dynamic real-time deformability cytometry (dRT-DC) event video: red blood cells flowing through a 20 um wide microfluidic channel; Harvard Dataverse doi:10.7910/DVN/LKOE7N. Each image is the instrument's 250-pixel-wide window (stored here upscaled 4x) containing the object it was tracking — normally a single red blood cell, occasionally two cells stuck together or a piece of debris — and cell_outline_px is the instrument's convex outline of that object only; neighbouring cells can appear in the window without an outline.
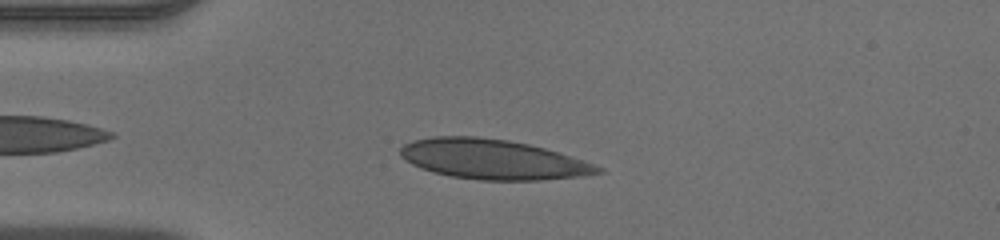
{"species": "human", "species_latin": "Homo sapiens", "temperature_condition": "warm", "stored_images_in_passage": 33, "camera_frame_rate_fps": 3000, "um_per_image_px": 0.085, "donor": {"sex": "male"}, "frame": {"image": 1, "passage_image": 4, "time_ms": 1.0, "image_size_px": [1000, 240], "cell_outline_px": [[604, 172], [576, 176], [540, 180], [480, 180], [452, 176], [432, 172], [412, 164], [400, 156], [400, 148], [404, 144], [412, 140], [432, 136], [476, 136], [508, 140], [528, 144], [544, 148], [584, 160], [604, 168]], "centroid_in_image_um": [41.85, 13.53], "position_along_channel_um": 43.1, "area_um2": 45.72}}
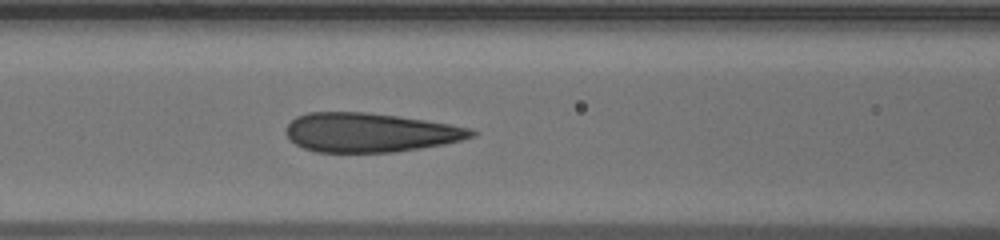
{"frame": {"image": 2, "passage_image": 12, "time_ms": 3.667, "image_size_px": [1000, 240], "cell_outline_px": [[476, 136], [444, 144], [420, 148], [392, 152], [316, 152], [304, 148], [296, 144], [284, 132], [288, 124], [296, 116], [308, 112], [368, 112], [452, 124], [472, 128], [476, 132]], "centroid_in_image_um": [31.45, 11.26], "position_along_channel_um": 135.1, "area_um2": 42.25}}
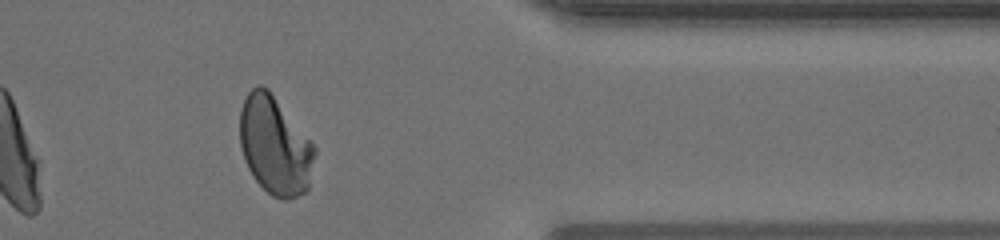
{"frame": {"image": 3, "passage_image": 31, "time_ms": 10.0, "image_size_px": [1000, 240], "cell_outline_px": [[316, 152], [308, 188], [304, 192], [296, 196], [284, 200], [272, 196], [252, 176], [244, 160], [240, 144], [240, 108], [248, 92], [256, 84], [260, 84], [268, 88], [316, 148]], "centroid_in_image_um": [23.34, 12.36], "position_along_channel_um": 388.1, "area_um2": 42.66}}